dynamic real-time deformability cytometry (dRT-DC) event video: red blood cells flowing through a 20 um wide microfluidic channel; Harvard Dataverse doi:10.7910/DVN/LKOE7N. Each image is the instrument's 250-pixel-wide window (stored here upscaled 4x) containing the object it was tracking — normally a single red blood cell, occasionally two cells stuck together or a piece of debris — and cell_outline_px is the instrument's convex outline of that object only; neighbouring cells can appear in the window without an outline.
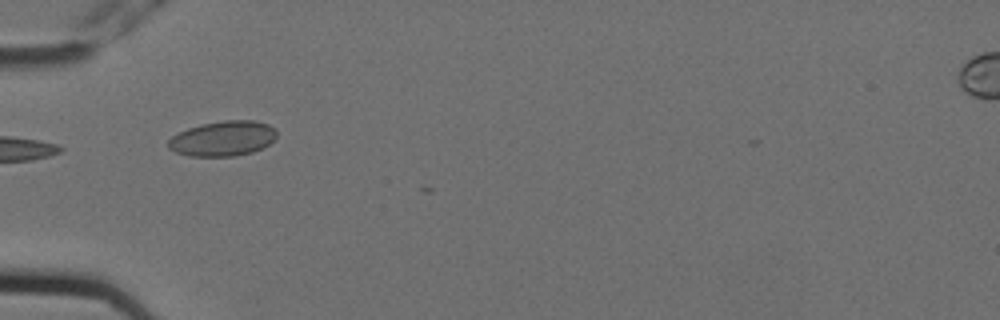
{"species": "Egyptian fruit bat (a non-hibernating species)", "species_latin": "Rousettus aegyptiacus", "temperature_condition": "cold", "stored_images_in_passage": 6, "camera_frame_rate_fps": 3000, "um_per_image_px": 0.085, "animal": {"sex": "female"}, "frame": {"image": 1, "passage_image": 5, "time_ms": 1.333, "image_size_px": [1000, 320], "cell_outline_px": [[276, 136], [268, 144], [252, 152], [236, 156], [188, 156], [176, 152], [168, 148], [168, 140], [172, 136], [188, 128], [200, 124], [224, 120], [256, 120], [268, 124], [276, 128]], "centroid_in_image_um": [18.94, 11.76], "position_along_channel_um": 66.1, "area_um2": 22.2}}